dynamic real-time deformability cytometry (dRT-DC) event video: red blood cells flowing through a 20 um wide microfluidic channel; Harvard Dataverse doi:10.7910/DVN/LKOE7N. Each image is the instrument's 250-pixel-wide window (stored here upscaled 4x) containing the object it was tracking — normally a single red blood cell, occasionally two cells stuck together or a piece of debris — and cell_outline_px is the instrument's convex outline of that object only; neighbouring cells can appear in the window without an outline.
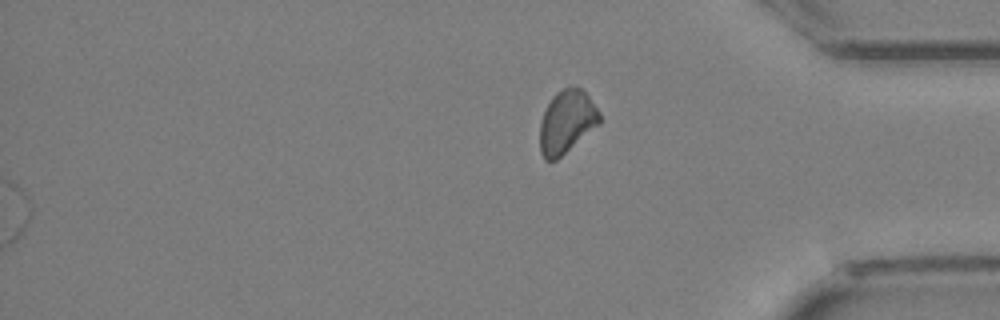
{"species": "Egyptian fruit bat (a non-hibernating species)", "species_latin": "Rousettus aegyptiacus", "temperature_condition": "cold", "stored_images_in_passage": 32, "segment_of_instrument_passage": [2, 2], "camera_frame_rate_fps": 3000, "um_per_image_px": 0.085, "animal": {"sex": "female"}, "frame": {"image": 1, "passage_image": 32, "time_ms": 10.333, "image_size_px": [1000, 320], "cell_outline_px": [[604, 120], [600, 124], [556, 160], [544, 160], [540, 152], [540, 124], [544, 112], [552, 96], [556, 92], [564, 88], [580, 88], [588, 96], [600, 112]], "centroid_in_image_um": [48.19, 10.37], "position_along_channel_um": 387.0, "area_um2": 21.85}}